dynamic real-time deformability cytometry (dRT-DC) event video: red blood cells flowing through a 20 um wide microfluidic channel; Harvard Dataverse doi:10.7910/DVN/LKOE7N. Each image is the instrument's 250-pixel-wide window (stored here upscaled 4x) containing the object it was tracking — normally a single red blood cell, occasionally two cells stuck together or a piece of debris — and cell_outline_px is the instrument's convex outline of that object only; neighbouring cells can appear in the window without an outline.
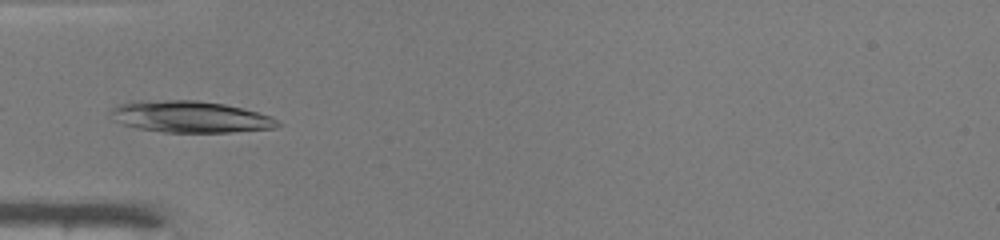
{"species": "common noctule bat (a hibernating species)", "species_latin": "Nyctalus noctula", "temperature_condition": "warm", "stored_images_in_passage": 28, "camera_frame_rate_fps": 3000, "um_per_image_px": 0.085, "animal": {"sex": "male", "body_mass_g": 19.0, "forearm_length_mm": 50.8}, "frame": {"image": 1, "passage_image": 16, "time_ms": 5.0, "image_size_px": [1000, 240], "cell_outline_px": [[284, 124], [276, 128], [228, 132], [164, 132], [136, 128], [112, 120], [108, 112], [112, 108], [120, 104], [140, 100], [196, 100], [224, 104], [256, 112], [268, 116]], "centroid_in_image_um": [16.11, 9.92], "position_along_channel_um": 68.9, "area_um2": 30.69}}